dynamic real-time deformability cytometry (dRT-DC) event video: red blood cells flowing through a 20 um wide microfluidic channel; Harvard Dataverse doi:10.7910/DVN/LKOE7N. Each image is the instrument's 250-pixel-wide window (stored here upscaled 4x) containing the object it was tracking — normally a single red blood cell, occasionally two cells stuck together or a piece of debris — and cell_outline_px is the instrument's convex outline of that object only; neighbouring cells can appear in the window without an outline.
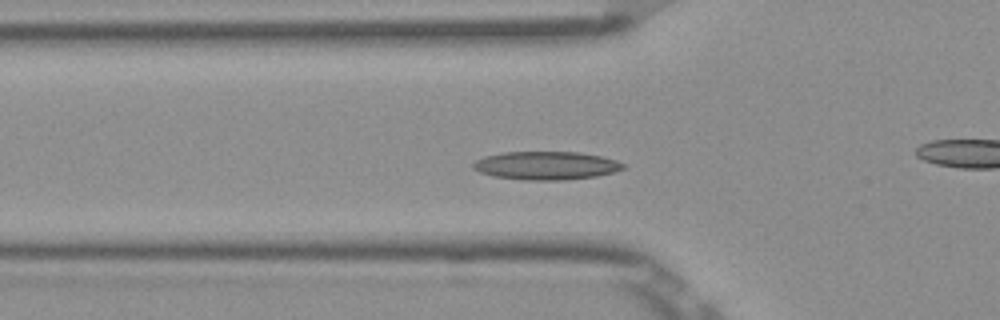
{"species": "Egyptian fruit bat (a non-hibernating species)", "species_latin": "Rousettus aegyptiacus", "temperature_condition": "room temperature", "stored_images_in_passage": 53, "camera_frame_rate_fps": 3000, "um_per_image_px": 0.085, "frame": {"image": 1, "passage_image": 17, "time_ms": 5.333, "image_size_px": [1000, 320], "cell_outline_px": [[628, 164], [624, 168], [612, 172], [596, 176], [564, 180], [524, 180], [492, 176], [480, 172], [472, 168], [472, 164], [476, 160], [484, 156], [504, 152], [580, 152], [600, 156], [616, 160]], "centroid_in_image_um": [46.41, 14.07], "position_along_channel_um": 79.4, "area_um2": 24.8}}
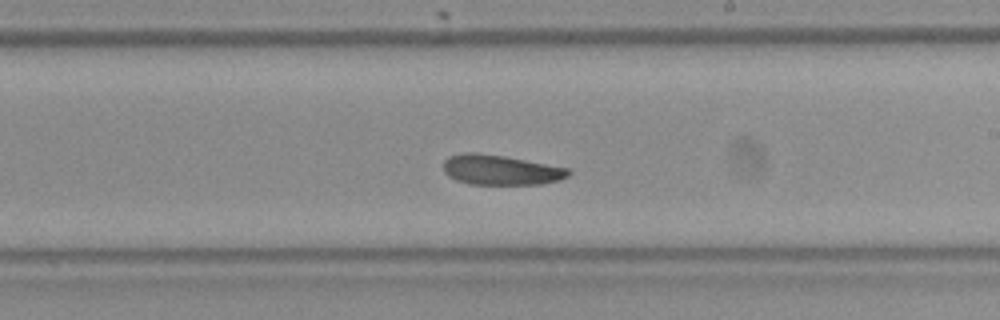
{"frame": {"image": 2, "passage_image": 30, "time_ms": 9.667, "image_size_px": [1000, 320], "cell_outline_px": [[572, 172], [568, 176], [560, 180], [544, 184], [468, 184], [456, 180], [448, 176], [444, 172], [444, 160], [448, 156], [464, 152], [476, 152], [504, 156], [568, 168]], "centroid_in_image_um": [42.54, 14.44], "position_along_channel_um": 246.5, "area_um2": 21.96}}
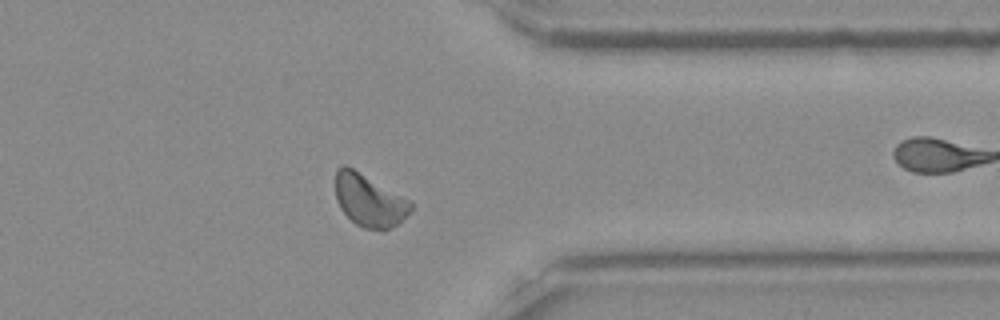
{"frame": {"image": 3, "passage_image": 41, "time_ms": 13.333, "image_size_px": [1000, 320], "cell_outline_px": [[412, 208], [392, 228], [364, 228], [356, 224], [340, 208], [336, 200], [336, 168], [344, 164], [352, 168], [412, 200]], "centroid_in_image_um": [31.37, 17.0], "position_along_channel_um": 380.0, "area_um2": 22.6}, "authors_computed_cell_mechanics": {"area_um2": 22.7732, "velocity_mm_per_s": 3.8422, "shape_relaxation_time_tau1_ms": 7.6451, "shape_relaxation_time_tau2_ms": 5.2446, "deformation_change_tau1": 0.1368, "deformation_change_tau2": 0.1173}}